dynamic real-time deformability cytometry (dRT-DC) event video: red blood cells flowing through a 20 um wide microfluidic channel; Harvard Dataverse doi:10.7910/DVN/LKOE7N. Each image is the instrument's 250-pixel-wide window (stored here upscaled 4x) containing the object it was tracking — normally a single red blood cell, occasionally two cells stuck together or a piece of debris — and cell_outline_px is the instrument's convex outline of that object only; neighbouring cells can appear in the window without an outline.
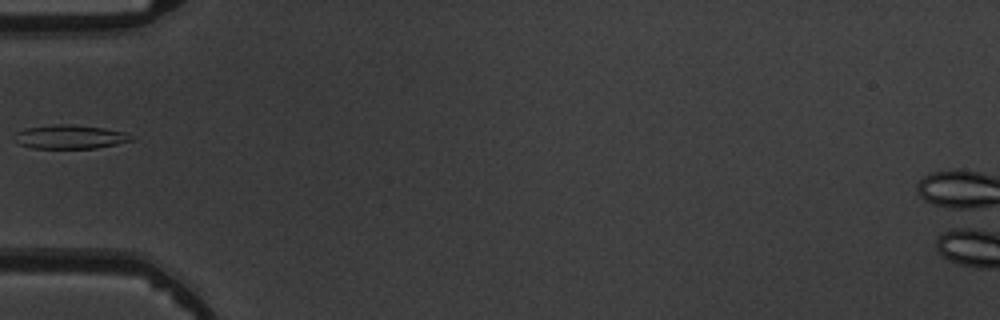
{"species": "common noctule bat (a hibernating species)", "species_latin": "Nyctalus noctula", "temperature_condition": "warm", "stored_images_in_passage": 6, "camera_frame_rate_fps": 3000, "um_per_image_px": 0.085, "animal": {"sex": "male", "body_mass_g": 19.5, "forearm_length_mm": 54.6}, "frame": {"image": 1, "passage_image": 6, "time_ms": 5.667, "image_size_px": [1000, 320], "cell_outline_px": [[136, 140], [96, 148], [32, 148], [20, 144], [12, 140], [12, 136], [16, 132], [24, 128], [52, 124], [72, 124], [104, 128], [124, 132], [136, 136]], "centroid_in_image_um": [5.94, 11.62], "position_along_channel_um": 79.1, "area_um2": 16.59}}